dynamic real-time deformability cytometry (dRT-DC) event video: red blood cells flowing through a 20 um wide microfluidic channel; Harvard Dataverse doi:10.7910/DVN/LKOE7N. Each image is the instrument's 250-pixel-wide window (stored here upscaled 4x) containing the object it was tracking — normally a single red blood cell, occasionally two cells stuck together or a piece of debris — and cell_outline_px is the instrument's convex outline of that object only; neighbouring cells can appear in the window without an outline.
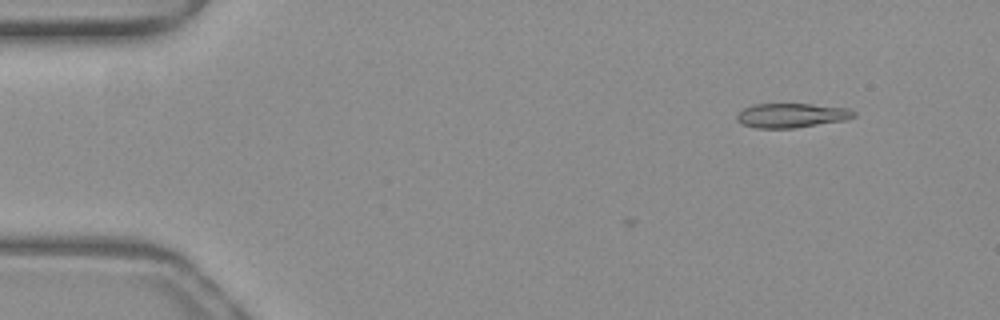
{"species": "common noctule bat (a hibernating species)", "species_latin": "Nyctalus noctula", "temperature_condition": "warm", "stored_images_in_passage": 3, "camera_frame_rate_fps": 3000, "um_per_image_px": 0.085, "animal": {"sex": "female", "body_mass_g": 19.3, "forearm_length_mm": 54.1}, "frame": {"image": 1, "passage_image": 3, "time_ms": 0.667, "image_size_px": [1000, 320], "cell_outline_px": [[856, 116], [844, 120], [796, 128], [756, 128], [740, 124], [736, 120], [736, 116], [744, 108], [756, 104], [812, 104], [852, 108], [856, 112]], "centroid_in_image_um": [67.31, 9.81], "position_along_channel_um": 17.7, "area_um2": 16.76}}